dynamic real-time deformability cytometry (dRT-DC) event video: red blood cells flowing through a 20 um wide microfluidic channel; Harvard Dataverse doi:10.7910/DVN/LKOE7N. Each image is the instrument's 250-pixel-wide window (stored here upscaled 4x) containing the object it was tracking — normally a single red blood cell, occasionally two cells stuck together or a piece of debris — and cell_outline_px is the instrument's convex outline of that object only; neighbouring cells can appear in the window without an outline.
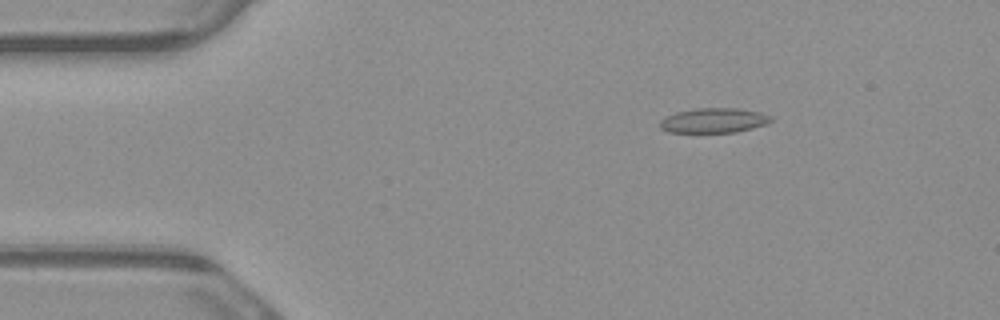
{"species": "common noctule bat (a hibernating species)", "species_latin": "Nyctalus noctula", "temperature_condition": "warm", "stored_images_in_passage": 4, "camera_frame_rate_fps": 3000, "um_per_image_px": 0.085, "animal": {"sex": "male", "body_mass_g": 23.1, "forearm_length_mm": 52.7}, "frame": {"image": 1, "passage_image": 2, "time_ms": 0.333, "image_size_px": [1000, 320], "cell_outline_px": [[772, 120], [764, 124], [752, 128], [736, 132], [668, 132], [660, 128], [660, 120], [664, 116], [676, 112], [696, 108], [740, 108], [760, 112], [772, 116]], "centroid_in_image_um": [60.64, 10.23], "position_along_channel_um": 24.4, "area_um2": 16.07}}